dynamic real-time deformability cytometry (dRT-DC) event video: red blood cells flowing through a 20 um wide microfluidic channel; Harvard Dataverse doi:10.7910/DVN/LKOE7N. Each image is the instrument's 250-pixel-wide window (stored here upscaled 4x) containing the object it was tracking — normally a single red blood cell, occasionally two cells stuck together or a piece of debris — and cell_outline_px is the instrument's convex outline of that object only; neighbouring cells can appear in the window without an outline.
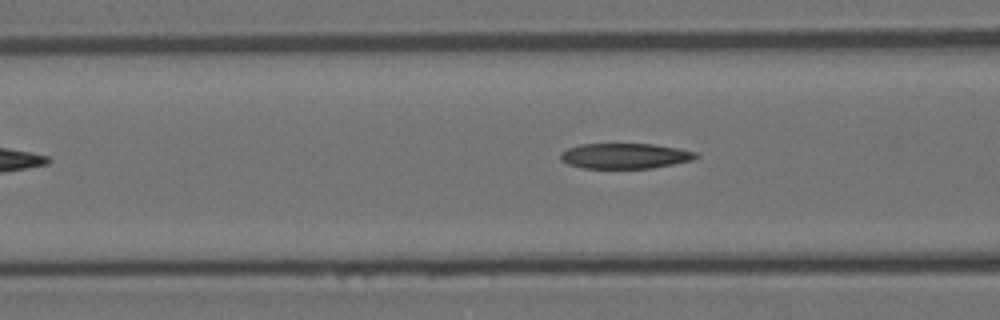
{"species": "Egyptian fruit bat (a non-hibernating species)", "species_latin": "Rousettus aegyptiacus", "temperature_condition": "room temperature", "stored_images_in_passage": 33, "camera_frame_rate_fps": 3000, "um_per_image_px": 0.085, "animal": {"sex": "female"}, "frame": {"image": 1, "passage_image": 10, "time_ms": 3.0, "image_size_px": [1000, 320], "cell_outline_px": [[700, 156], [692, 160], [652, 168], [584, 168], [568, 164], [560, 160], [560, 152], [568, 148], [580, 144], [652, 144], [676, 148], [696, 152]], "centroid_in_image_um": [53.09, 13.25], "position_along_channel_um": 113.5, "area_um2": 19.94}}
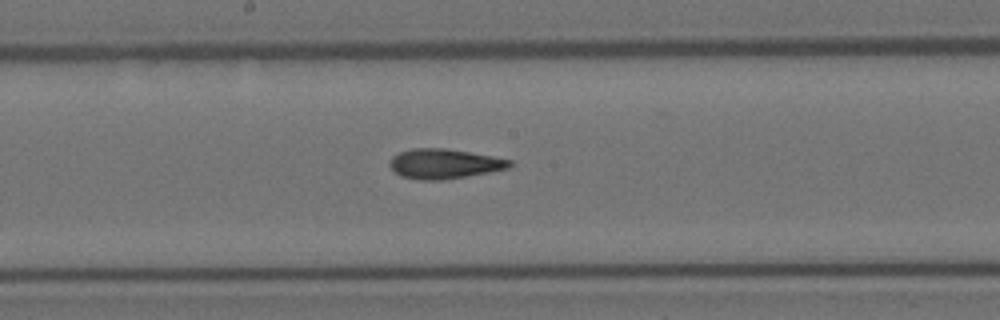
{"frame": {"image": 2, "passage_image": 18, "time_ms": 5.667, "image_size_px": [1000, 320], "cell_outline_px": [[512, 164], [508, 168], [488, 172], [444, 180], [420, 180], [400, 176], [388, 164], [392, 156], [400, 152], [412, 148], [444, 148], [492, 156], [512, 160]], "centroid_in_image_um": [37.73, 13.92], "position_along_channel_um": 210.5, "area_um2": 20.69}}
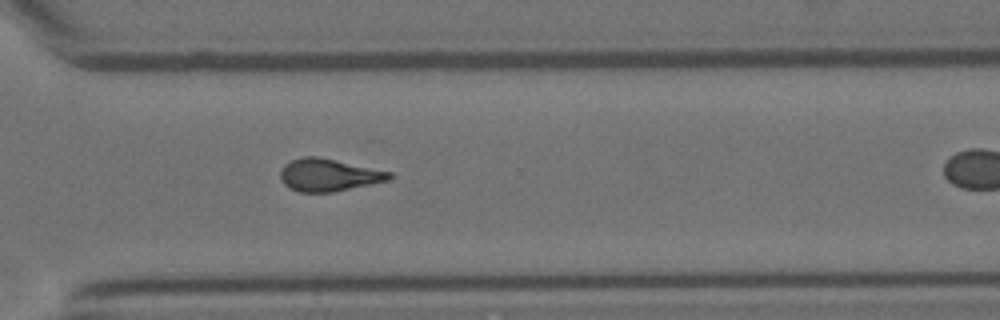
{"frame": {"image": 3, "passage_image": 29, "time_ms": 9.333, "image_size_px": [1000, 320], "cell_outline_px": [[392, 176], [388, 180], [332, 192], [300, 192], [284, 184], [280, 180], [280, 172], [284, 164], [292, 160], [304, 156], [316, 156], [392, 172]], "centroid_in_image_um": [27.9, 14.87], "position_along_channel_um": 342.7, "area_um2": 20.29}}